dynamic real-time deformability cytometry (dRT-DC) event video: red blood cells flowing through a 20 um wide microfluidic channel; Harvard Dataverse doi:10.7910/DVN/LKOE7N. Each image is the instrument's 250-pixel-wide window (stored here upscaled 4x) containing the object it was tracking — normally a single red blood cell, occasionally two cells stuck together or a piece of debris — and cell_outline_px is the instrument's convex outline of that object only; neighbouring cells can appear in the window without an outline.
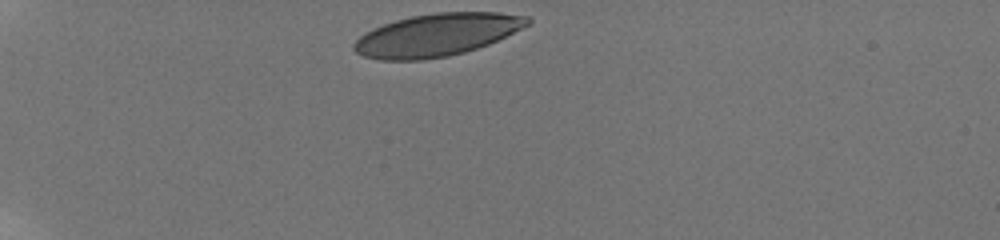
{"species": "human", "species_latin": "Homo sapiens", "temperature_condition": "room temperature", "stored_images_in_passage": 18, "camera_frame_rate_fps": 3000, "um_per_image_px": 0.085, "donor": {"sex": "male"}, "frame": {"image": 1, "passage_image": 1, "time_ms": 0.0, "image_size_px": [1000, 240], "cell_outline_px": [[532, 24], [488, 44], [464, 52], [448, 56], [420, 60], [380, 60], [364, 56], [356, 52], [352, 48], [352, 44], [364, 32], [372, 28], [396, 20], [412, 16], [436, 12], [496, 12], [528, 16], [532, 20]], "centroid_in_image_um": [37.13, 2.96], "position_along_channel_um": 47.9, "area_um2": 43.06}}
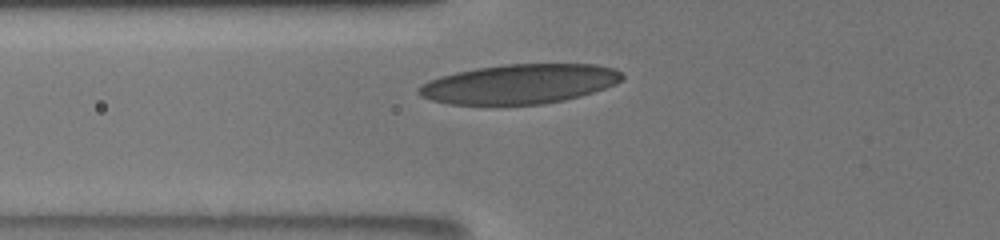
{"frame": {"image": 2, "passage_image": 8, "time_ms": 2.333, "image_size_px": [1000, 240], "cell_outline_px": [[624, 76], [616, 84], [580, 96], [564, 100], [544, 104], [448, 104], [432, 100], [420, 96], [416, 92], [416, 88], [428, 80], [440, 76], [456, 72], [476, 68], [504, 64], [596, 64], [616, 68], [624, 72]], "centroid_in_image_um": [44.16, 7.13], "position_along_channel_um": 81.6, "area_um2": 47.05}}